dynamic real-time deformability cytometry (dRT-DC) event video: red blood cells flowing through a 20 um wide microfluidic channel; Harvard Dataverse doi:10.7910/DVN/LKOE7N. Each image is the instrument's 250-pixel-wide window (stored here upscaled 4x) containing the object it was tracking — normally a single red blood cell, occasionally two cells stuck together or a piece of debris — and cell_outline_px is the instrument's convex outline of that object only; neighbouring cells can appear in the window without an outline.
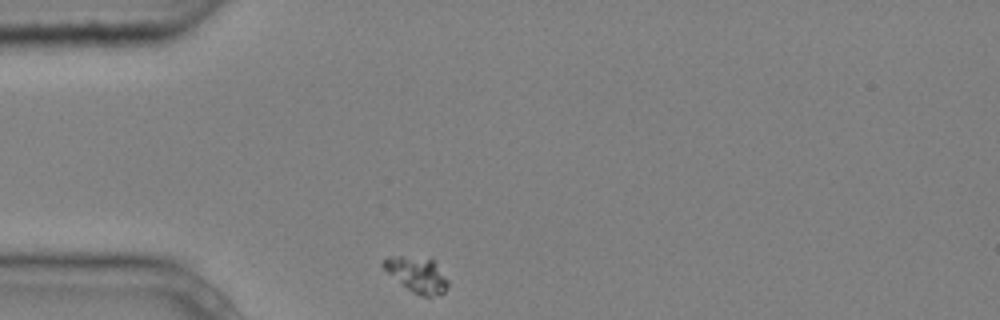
{"species": "common noctule bat (a hibernating species)", "species_latin": "Nyctalus noctula", "temperature_condition": "cold", "stored_images_in_passage": 2, "camera_frame_rate_fps": 3000, "um_per_image_px": 0.085, "animal": {"sex": "male", "body_mass_g": 20.4}, "frame": {"image": 1, "passage_image": 1, "time_ms": 0.0, "image_size_px": [1000, 320], "cell_outline_px": [[448, 284], [444, 292], [428, 296], [420, 296], [412, 292], [388, 272], [380, 264], [388, 256], [400, 256], [436, 260], [448, 280]], "centroid_in_image_um": [35.47, 23.33], "position_along_channel_um": 49.5, "area_um2": 13.06}}